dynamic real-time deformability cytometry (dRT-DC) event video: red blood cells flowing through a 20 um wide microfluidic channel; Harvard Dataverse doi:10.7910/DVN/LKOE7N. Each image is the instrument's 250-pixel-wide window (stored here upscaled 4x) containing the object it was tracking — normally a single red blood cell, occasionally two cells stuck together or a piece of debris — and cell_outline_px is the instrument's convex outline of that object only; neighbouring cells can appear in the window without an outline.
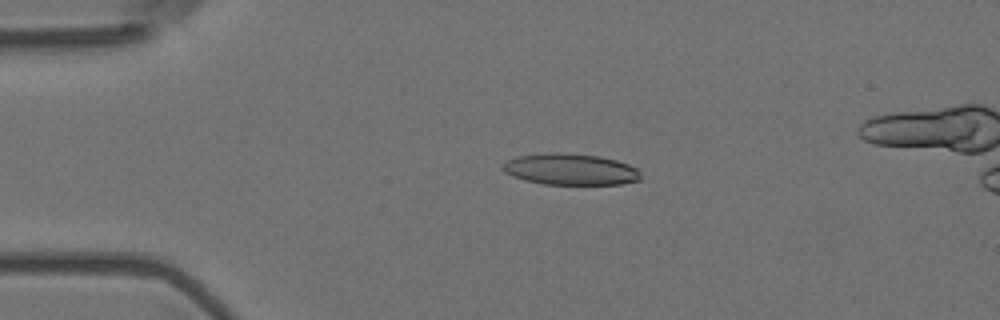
{"species": "Egyptian fruit bat (a non-hibernating species)", "species_latin": "Rousettus aegyptiacus", "temperature_condition": "room temperature", "stored_images_in_passage": 6, "camera_frame_rate_fps": 3000, "um_per_image_px": 0.085, "animal": {"sex": "female"}, "frame": {"image": 1, "passage_image": 4, "time_ms": 1.0, "image_size_px": [1000, 320], "cell_outline_px": [[640, 180], [620, 184], [544, 184], [524, 180], [512, 176], [504, 172], [500, 168], [500, 164], [516, 156], [552, 152], [560, 152], [600, 156], [616, 160], [628, 164], [636, 168], [640, 172]], "centroid_in_image_um": [48.44, 14.38], "position_along_channel_um": 36.6, "area_um2": 25.37}}